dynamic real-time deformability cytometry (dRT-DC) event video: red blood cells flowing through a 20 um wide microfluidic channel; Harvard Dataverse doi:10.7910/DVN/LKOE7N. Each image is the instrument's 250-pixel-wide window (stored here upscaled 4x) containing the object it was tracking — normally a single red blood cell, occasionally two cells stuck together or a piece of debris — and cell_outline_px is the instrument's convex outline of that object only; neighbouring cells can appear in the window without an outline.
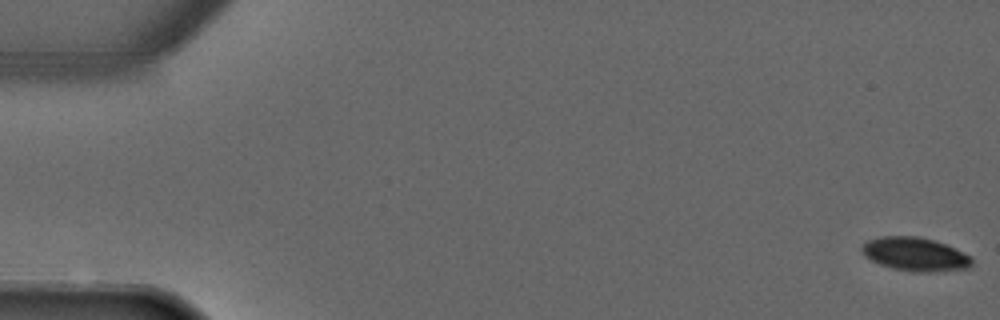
{"species": "common noctule bat (a hibernating species)", "species_latin": "Nyctalus noctula", "temperature_condition": "warm", "stored_images_in_passage": 4, "camera_frame_rate_fps": 3000, "um_per_image_px": 0.085, "animal": {"sex": "male", "forearm_length_mm": 52.5}, "frame": {"image": 1, "passage_image": 1, "time_ms": 0.0, "image_size_px": [1000, 320], "cell_outline_px": [[972, 264], [968, 268], [928, 272], [912, 272], [892, 268], [880, 264], [864, 256], [860, 248], [868, 240], [880, 236], [920, 236], [944, 244], [972, 256]], "centroid_in_image_um": [77.77, 21.61], "position_along_channel_um": 7.2, "area_um2": 21.44}}